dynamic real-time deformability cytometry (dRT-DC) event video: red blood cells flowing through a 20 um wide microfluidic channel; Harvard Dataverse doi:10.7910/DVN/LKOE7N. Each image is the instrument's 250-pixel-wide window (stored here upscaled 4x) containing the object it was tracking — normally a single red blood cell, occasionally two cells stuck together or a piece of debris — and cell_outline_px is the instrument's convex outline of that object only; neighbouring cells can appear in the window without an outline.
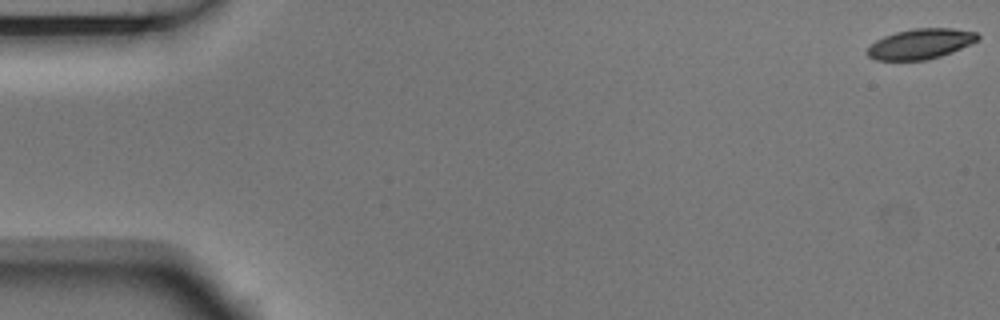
{"species": "Egyptian fruit bat (a non-hibernating species)", "species_latin": "Rousettus aegyptiacus", "temperature_condition": "room temperature", "stored_images_in_passage": 8, "camera_frame_rate_fps": 3000, "um_per_image_px": 0.085, "animal": {"sex": "male"}, "frame": {"image": 1, "passage_image": 1, "time_ms": 0.0, "image_size_px": [1000, 320], "cell_outline_px": [[980, 40], [972, 44], [952, 52], [928, 60], [876, 60], [868, 56], [868, 48], [876, 40], [884, 36], [896, 32], [912, 28], [952, 28], [976, 32], [980, 36]], "centroid_in_image_um": [78.29, 3.72], "position_along_channel_um": 6.7, "area_um2": 19.54}}
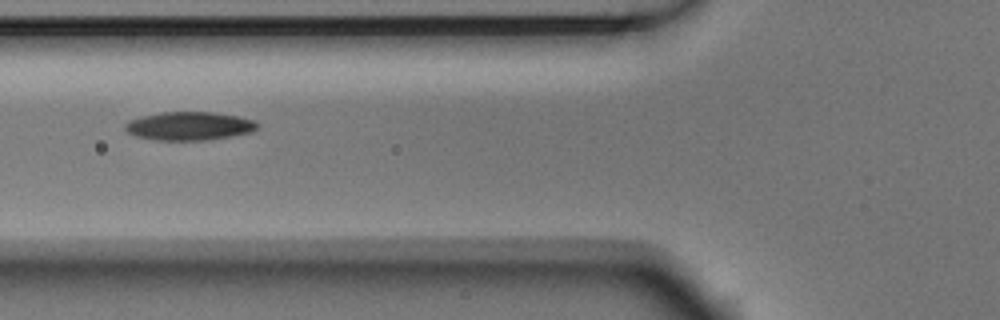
{"frame": {"image": 2, "passage_image": 6, "time_ms": 1.667, "image_size_px": [1000, 320], "cell_outline_px": [[260, 124], [252, 132], [208, 140], [156, 140], [136, 136], [128, 132], [124, 128], [124, 124], [128, 120], [140, 116], [160, 112], [212, 112], [236, 116], [256, 120]], "centroid_in_image_um": [16.07, 10.7], "position_along_channel_um": 109.7, "area_um2": 22.02}}
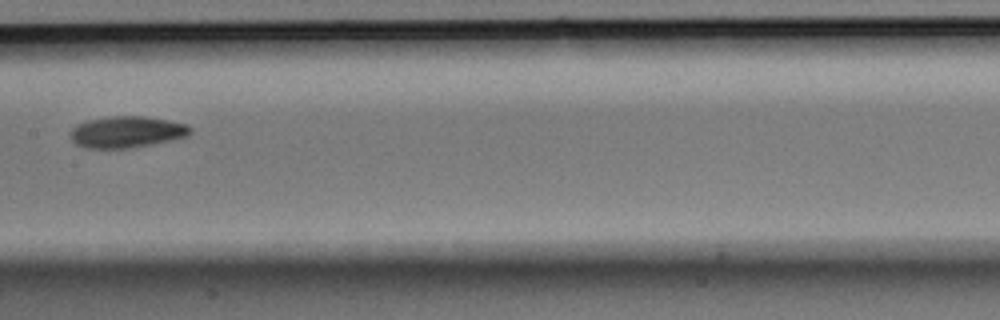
{"frame": {"image": 3, "passage_image": 8, "time_ms": 2.333, "image_size_px": [1000, 320], "cell_outline_px": [[192, 132], [188, 136], [148, 144], [124, 148], [88, 148], [76, 144], [72, 140], [72, 128], [76, 124], [88, 120], [108, 116], [144, 116], [168, 120], [188, 124], [192, 128]], "centroid_in_image_um": [10.78, 11.19], "position_along_channel_um": 196.6, "area_um2": 21.73}}